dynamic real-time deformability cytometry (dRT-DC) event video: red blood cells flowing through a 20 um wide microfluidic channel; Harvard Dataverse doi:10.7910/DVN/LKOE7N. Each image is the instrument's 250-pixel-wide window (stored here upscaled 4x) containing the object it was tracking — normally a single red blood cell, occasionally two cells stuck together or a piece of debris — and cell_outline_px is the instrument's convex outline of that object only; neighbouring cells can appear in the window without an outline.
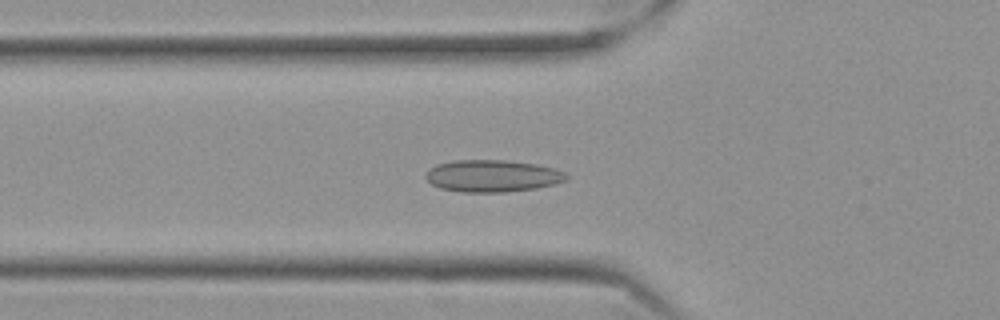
{"species": "Egyptian fruit bat (a non-hibernating species)", "species_latin": "Rousettus aegyptiacus", "temperature_condition": "cold", "stored_images_in_passage": 46, "camera_frame_rate_fps": 3000, "um_per_image_px": 0.085, "frame": {"image": 1, "passage_image": 13, "time_ms": 4.0, "image_size_px": [1000, 320], "cell_outline_px": [[568, 176], [564, 180], [556, 184], [536, 188], [504, 192], [464, 192], [440, 188], [432, 184], [424, 176], [436, 164], [452, 160], [504, 160], [536, 164], [552, 168], [564, 172]], "centroid_in_image_um": [41.84, 14.95], "position_along_channel_um": 84.0, "area_um2": 26.07}}
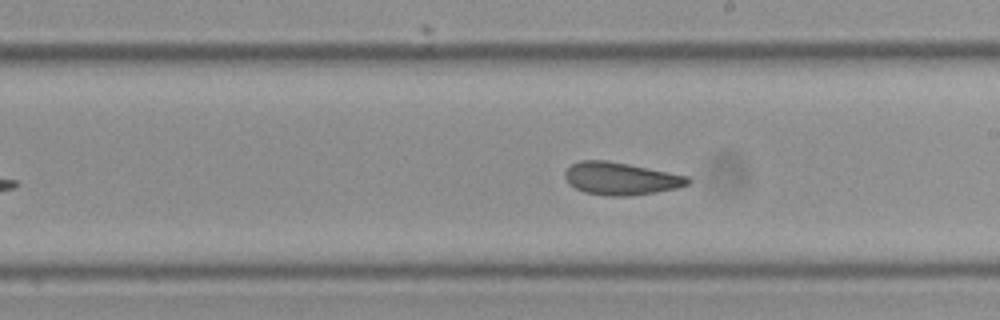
{"frame": {"image": 2, "passage_image": 26, "time_ms": 8.333, "image_size_px": [1000, 320], "cell_outline_px": [[692, 180], [688, 184], [676, 188], [656, 192], [632, 196], [608, 196], [584, 192], [568, 184], [564, 176], [564, 172], [572, 164], [580, 160], [604, 160], [628, 164], [688, 176]], "centroid_in_image_um": [52.75, 15.19], "position_along_channel_um": 236.3, "area_um2": 23.29}}
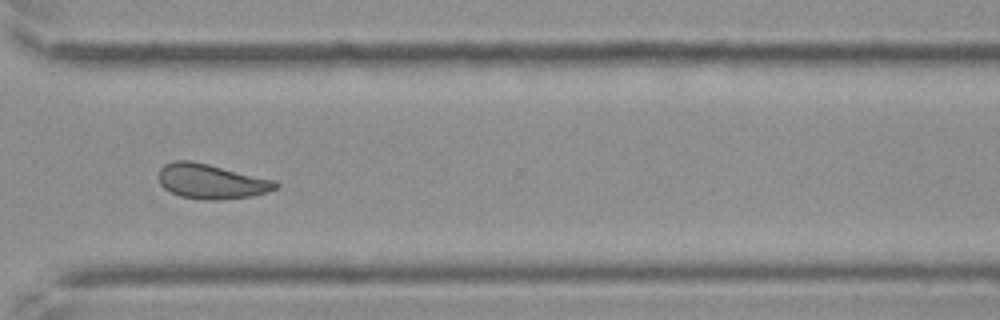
{"frame": {"image": 3, "passage_image": 36, "time_ms": 11.667, "image_size_px": [1000, 320], "cell_outline_px": [[280, 184], [276, 188], [268, 192], [252, 196], [216, 200], [200, 200], [180, 196], [164, 188], [160, 184], [160, 168], [164, 164], [176, 160], [188, 160], [208, 164], [276, 180]], "centroid_in_image_um": [17.98, 15.42], "position_along_channel_um": 352.6, "area_um2": 23.7}, "authors_computed_cell_mechanics": {"area_um2": 23.5824, "velocity_mm_per_s": 3.4924, "shape_relaxation_time_tau1_ms": null, "shape_relaxation_time_tau2_ms": 2.2459, "deformation_change_tau1": null, "deformation_change_tau2": 0.0653}}